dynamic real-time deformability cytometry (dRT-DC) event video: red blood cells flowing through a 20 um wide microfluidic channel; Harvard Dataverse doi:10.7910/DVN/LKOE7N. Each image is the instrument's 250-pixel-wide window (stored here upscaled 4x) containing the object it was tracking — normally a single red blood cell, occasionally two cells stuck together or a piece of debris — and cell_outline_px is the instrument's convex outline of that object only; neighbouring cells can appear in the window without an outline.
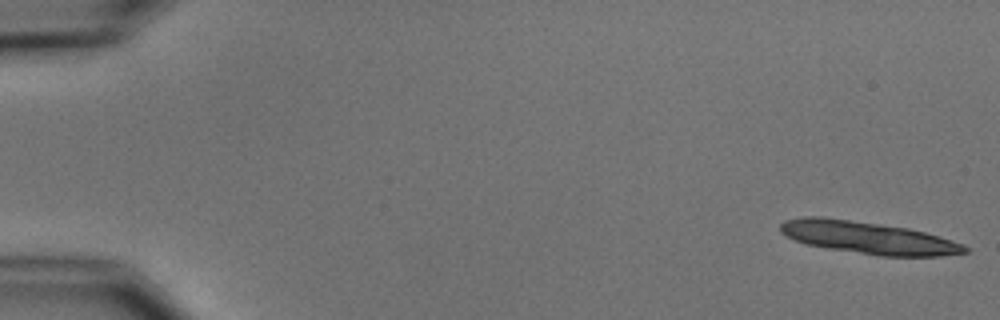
{"species": "common noctule bat (a hibernating species)", "species_latin": "Nyctalus noctula", "temperature_condition": "cold", "stored_images_in_passage": 7, "camera_frame_rate_fps": 3000, "um_per_image_px": 0.085, "animal": {"sex": "male", "body_mass_g": 15.6}, "frame": {"image": 1, "passage_image": 1, "time_ms": 0.0, "image_size_px": [1000, 320], "cell_outline_px": [[968, 252], [940, 256], [880, 256], [828, 248], [808, 244], [796, 240], [780, 232], [780, 224], [784, 220], [804, 216], [820, 216], [908, 228], [924, 232], [952, 240], [964, 244], [968, 248]], "centroid_in_image_um": [73.8, 20.2], "position_along_channel_um": 11.2, "area_um2": 34.39}}
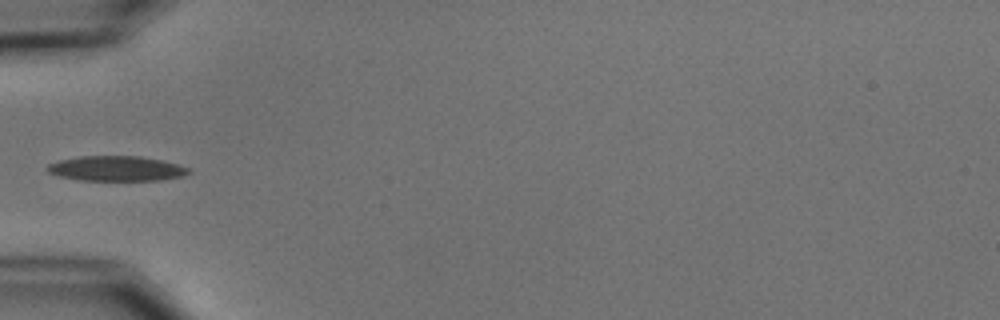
{"frame": {"image": 2, "passage_image": 6, "time_ms": 6.0, "image_size_px": [1000, 320], "cell_outline_px": [[192, 172], [184, 176], [160, 180], [80, 180], [60, 176], [48, 172], [44, 168], [48, 164], [60, 160], [80, 156], [140, 156], [160, 160], [176, 164], [188, 168]], "centroid_in_image_um": [9.88, 14.32], "position_along_channel_um": 75.1, "area_um2": 20.52}}